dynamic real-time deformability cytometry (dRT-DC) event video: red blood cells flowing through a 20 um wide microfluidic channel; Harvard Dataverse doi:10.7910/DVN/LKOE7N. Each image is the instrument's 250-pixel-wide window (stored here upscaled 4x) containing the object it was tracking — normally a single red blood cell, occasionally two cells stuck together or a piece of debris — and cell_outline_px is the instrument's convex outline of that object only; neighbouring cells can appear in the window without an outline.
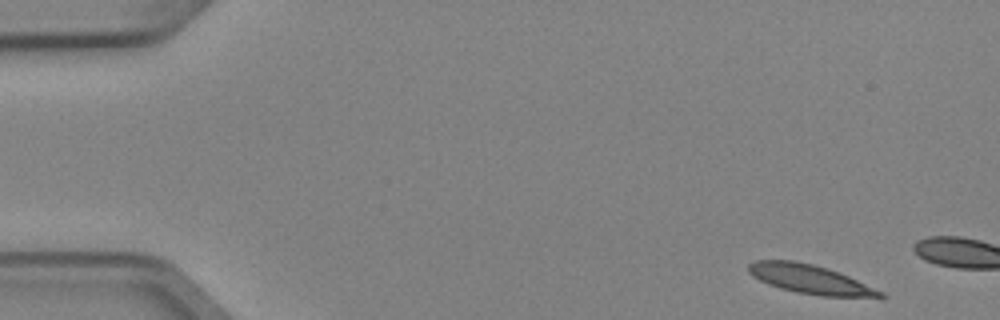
{"species": "Egyptian fruit bat (a non-hibernating species)", "species_latin": "Rousettus aegyptiacus", "temperature_condition": "cold", "stored_images_in_passage": 3, "camera_frame_rate_fps": 3000, "um_per_image_px": 0.085, "animal": {"sex": "female"}, "frame": {"image": 1, "passage_image": 1, "time_ms": 0.0, "image_size_px": [1000, 320], "cell_outline_px": [[888, 296], [884, 300], [820, 296], [796, 292], [780, 288], [768, 284], [752, 276], [748, 272], [748, 264], [756, 260], [792, 260], [812, 264], [828, 268], [840, 272], [884, 292]], "centroid_in_image_um": [69.01, 23.78], "position_along_channel_um": 16.0, "area_um2": 23.06}}